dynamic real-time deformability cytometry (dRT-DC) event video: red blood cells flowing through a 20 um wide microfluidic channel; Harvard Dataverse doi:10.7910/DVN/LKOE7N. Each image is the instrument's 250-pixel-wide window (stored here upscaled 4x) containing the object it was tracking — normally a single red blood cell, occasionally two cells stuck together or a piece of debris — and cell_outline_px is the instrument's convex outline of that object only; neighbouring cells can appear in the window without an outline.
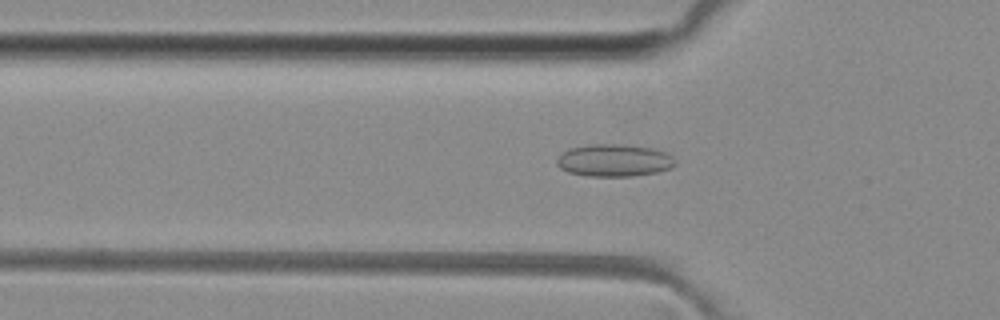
{"species": "common noctule bat (a hibernating species)", "species_latin": "Nyctalus noctula", "temperature_condition": "room temperature", "stored_images_in_passage": 48, "camera_frame_rate_fps": 3000, "um_per_image_px": 0.085, "animal": {"sex": "female", "body_mass_g": 29.2, "forearm_length_mm": 56.3}, "frame": {"image": 1, "passage_image": 14, "time_ms": 4.333, "image_size_px": [1000, 320], "cell_outline_px": [[676, 164], [672, 168], [656, 172], [632, 176], [588, 176], [568, 172], [560, 168], [556, 164], [556, 160], [564, 152], [572, 148], [588, 144], [624, 144], [652, 148], [664, 152], [672, 156], [676, 160]], "centroid_in_image_um": [52.22, 13.63], "position_along_channel_um": 73.6, "area_um2": 22.31}}
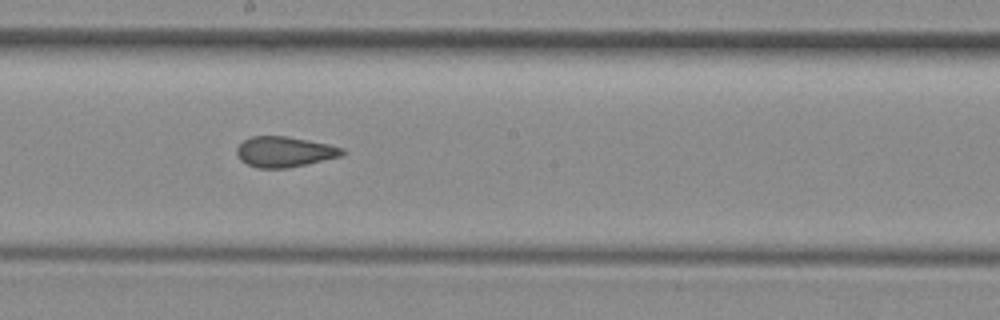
{"frame": {"image": 2, "passage_image": 25, "time_ms": 8.0, "image_size_px": [1000, 320], "cell_outline_px": [[348, 152], [340, 156], [308, 164], [288, 168], [256, 168], [240, 160], [236, 152], [236, 148], [244, 140], [252, 136], [284, 136], [308, 140], [328, 144], [344, 148]], "centroid_in_image_um": [24.19, 12.91], "position_along_channel_um": 224.0, "area_um2": 18.79}}
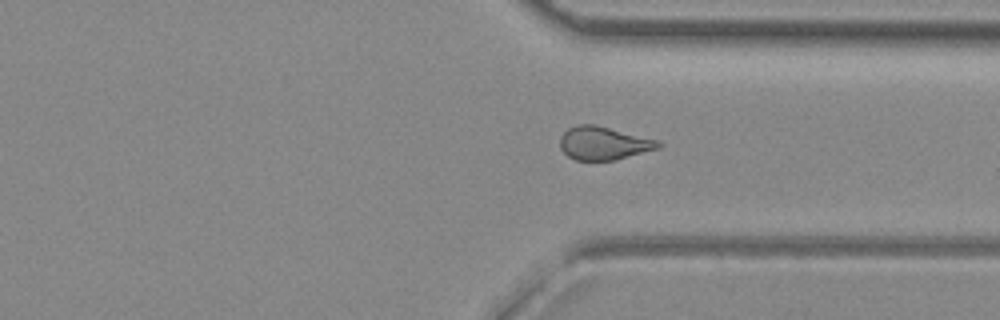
{"frame": {"image": 3, "passage_image": 35, "time_ms": 11.333, "image_size_px": [1000, 320], "cell_outline_px": [[664, 144], [660, 148], [616, 160], [576, 160], [568, 156], [560, 148], [560, 136], [568, 128], [576, 124], [592, 124], [656, 140]], "centroid_in_image_um": [51.28, 12.18], "position_along_channel_um": 360.1, "area_um2": 18.84}, "authors_computed_cell_mechanics": {"area_um2": 19.3341, "velocity_mm_per_s": 4.0931, "shape_relaxation_time_tau1_ms": null, "shape_relaxation_time_tau2_ms": 1.7748, "deformation_change_tau1": null, "deformation_change_tau2": 0.0922}}